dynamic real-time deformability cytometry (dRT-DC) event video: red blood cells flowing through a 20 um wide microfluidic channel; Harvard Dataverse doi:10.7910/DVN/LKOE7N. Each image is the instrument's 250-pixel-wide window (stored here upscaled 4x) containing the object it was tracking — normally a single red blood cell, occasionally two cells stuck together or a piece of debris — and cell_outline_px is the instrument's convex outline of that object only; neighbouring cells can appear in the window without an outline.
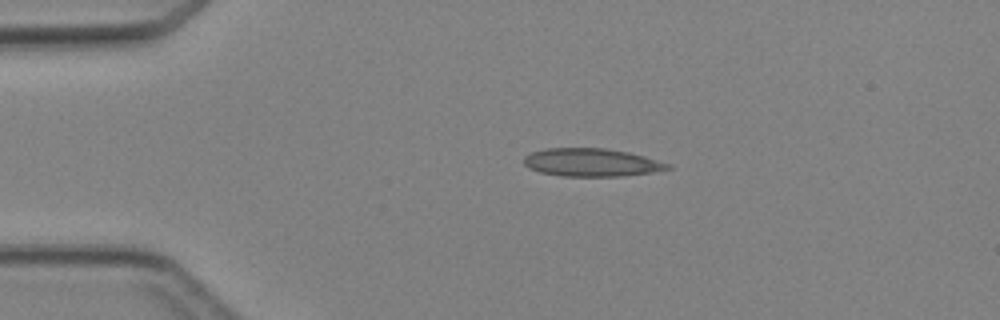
{"species": "Egyptian fruit bat (a non-hibernating species)", "species_latin": "Rousettus aegyptiacus", "temperature_condition": "cold", "stored_images_in_passage": 2, "camera_frame_rate_fps": 3000, "um_per_image_px": 0.085, "animal": {"sex": "female"}, "frame": {"image": 1, "passage_image": 1, "time_ms": 0.0, "image_size_px": [1000, 320], "cell_outline_px": [[672, 168], [652, 172], [620, 176], [564, 176], [540, 172], [528, 168], [524, 164], [524, 156], [532, 152], [544, 148], [604, 148], [628, 152], [644, 156], [672, 164]], "centroid_in_image_um": [50.27, 13.8], "position_along_channel_um": 34.7, "area_um2": 23.47}}